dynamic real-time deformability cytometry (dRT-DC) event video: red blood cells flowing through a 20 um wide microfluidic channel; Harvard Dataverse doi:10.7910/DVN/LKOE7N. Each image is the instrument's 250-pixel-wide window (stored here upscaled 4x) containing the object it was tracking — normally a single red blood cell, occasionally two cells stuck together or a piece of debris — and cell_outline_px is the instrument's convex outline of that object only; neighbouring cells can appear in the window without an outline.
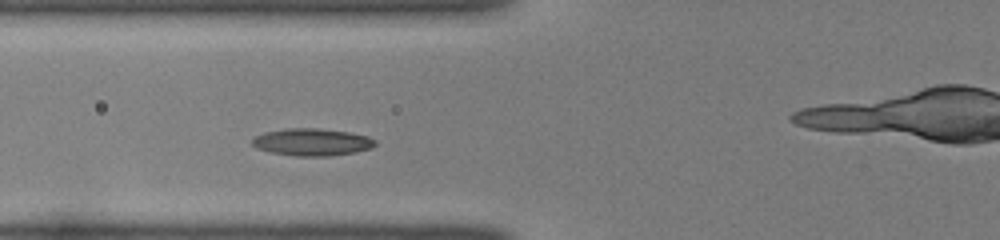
{"species": "common noctule bat (a hibernating species)", "species_latin": "Nyctalus noctula", "temperature_condition": "room temperature", "stored_images_in_passage": 41, "camera_frame_rate_fps": 3000, "um_per_image_px": 0.085, "animal": {"sex": "female", "body_mass_g": 22.0, "forearm_length_mm": 56.7}, "frame": {"image": 1, "passage_image": 10, "time_ms": 3.0, "image_size_px": [1000, 240], "cell_outline_px": [[376, 144], [372, 148], [352, 152], [328, 156], [296, 156], [272, 152], [256, 148], [252, 144], [252, 136], [264, 132], [284, 128], [316, 128], [348, 132], [368, 136], [376, 140]], "centroid_in_image_um": [26.48, 12.06], "position_along_channel_um": 99.3, "area_um2": 19.54}}
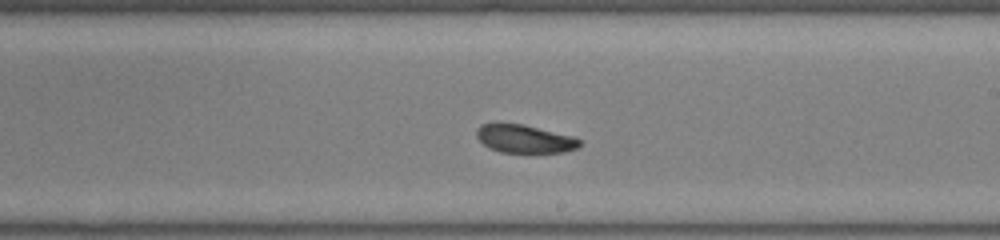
{"frame": {"image": 2, "passage_image": 21, "time_ms": 6.667, "image_size_px": [1000, 240], "cell_outline_px": [[580, 144], [576, 148], [564, 152], [500, 152], [488, 148], [476, 136], [476, 128], [480, 124], [496, 120], [524, 124], [572, 136], [580, 140]], "centroid_in_image_um": [44.48, 11.75], "position_along_channel_um": 244.5, "area_um2": 17.34}}
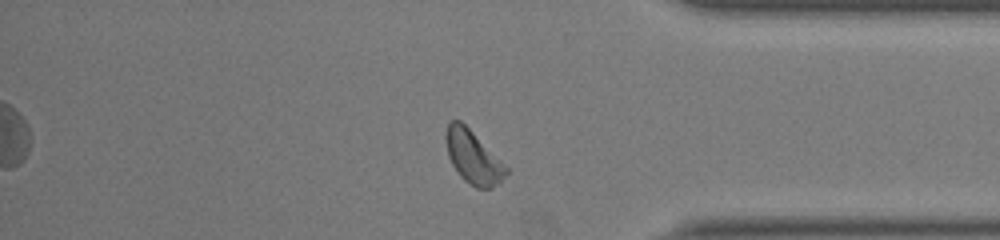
{"frame": {"image": 3, "passage_image": 33, "time_ms": 10.667, "image_size_px": [1000, 240], "cell_outline_px": [[508, 172], [492, 188], [476, 188], [464, 180], [460, 176], [452, 164], [448, 156], [444, 136], [448, 120], [460, 120], [508, 168]], "centroid_in_image_um": [40.16, 13.34], "position_along_channel_um": 395.0, "area_um2": 18.26}, "authors_computed_cell_mechanics": {"area_um2": 18.2648, "velocity_mm_per_s": 3.966, "shape_relaxation_time_tau1_ms": 1.7077, "shape_relaxation_time_tau2_ms": 3.6205, "deformation_change_tau1": 0.097, "deformation_change_tau2": 0.1097}}